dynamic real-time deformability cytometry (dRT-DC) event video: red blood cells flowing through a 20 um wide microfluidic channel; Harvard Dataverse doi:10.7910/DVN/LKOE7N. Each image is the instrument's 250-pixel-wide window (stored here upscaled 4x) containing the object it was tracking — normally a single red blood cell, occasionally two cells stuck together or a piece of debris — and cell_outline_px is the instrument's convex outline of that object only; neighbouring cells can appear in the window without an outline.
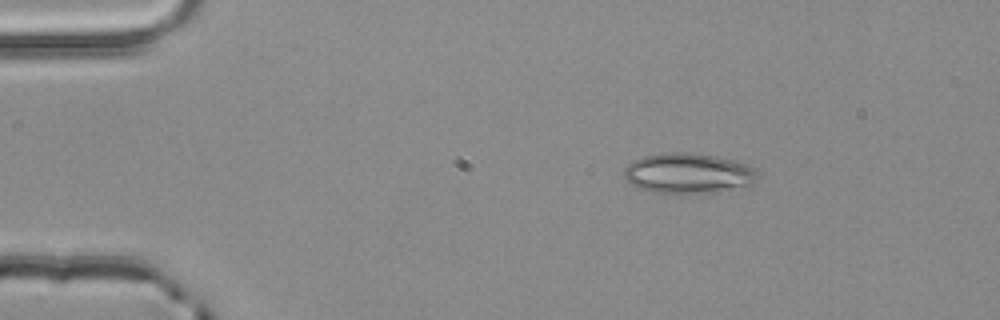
{"species": "common noctule bat (a hibernating species)", "species_latin": "Nyctalus noctula", "temperature_condition": "room temperature", "stored_images_in_passage": 2, "camera_frame_rate_fps": 3000, "um_per_image_px": 0.085, "animal": {"sex": "male", "body_mass_g": 20.4}, "frame": {"image": 1, "passage_image": 1, "time_ms": 0.0, "image_size_px": [1000, 320], "cell_outline_px": [[756, 184], [720, 192], [652, 192], [640, 188], [624, 180], [624, 168], [632, 160], [644, 156], [660, 152], [688, 152], [716, 156], [736, 160], [748, 164], [756, 172]], "centroid_in_image_um": [58.5, 14.71], "position_along_channel_um": 26.5, "area_um2": 31.5}}